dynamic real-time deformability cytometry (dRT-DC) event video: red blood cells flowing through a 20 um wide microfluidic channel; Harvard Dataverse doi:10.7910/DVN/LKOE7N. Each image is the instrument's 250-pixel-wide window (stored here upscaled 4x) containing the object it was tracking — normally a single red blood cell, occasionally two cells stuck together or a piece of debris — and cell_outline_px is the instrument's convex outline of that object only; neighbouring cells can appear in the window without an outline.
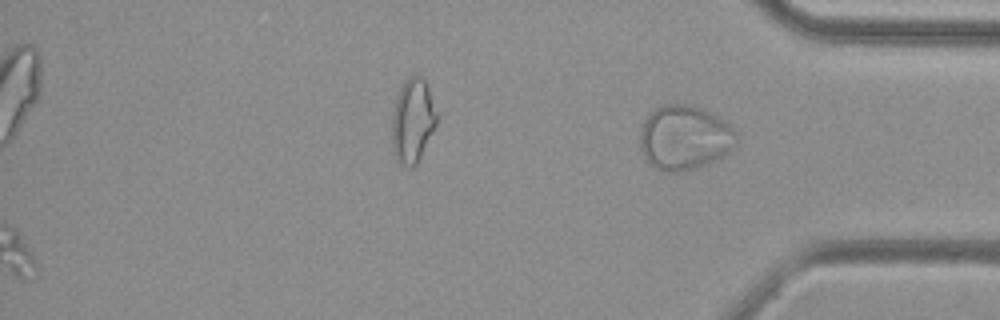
{"species": "common noctule bat (a hibernating species)", "species_latin": "Nyctalus noctula", "temperature_condition": "cold", "stored_images_in_passage": 42, "camera_frame_rate_fps": 3000, "um_per_image_px": 0.085, "animal": {"sex": "female", "body_mass_g": 29.2, "forearm_length_mm": 56.3}, "frame": {"image": 1, "passage_image": 42, "time_ms": 13.667, "image_size_px": [1000, 320], "cell_outline_px": [[740, 140], [724, 156], [708, 164], [696, 168], [680, 172], [664, 172], [656, 168], [644, 160], [640, 148], [640, 132], [644, 120], [656, 108], [664, 104], [684, 104], [700, 108], [716, 116], [728, 124], [736, 132]], "centroid_in_image_um": [58.18, 11.73], "position_along_channel_um": 377.0, "area_um2": 36.41}}